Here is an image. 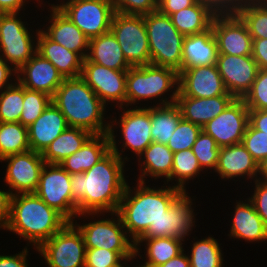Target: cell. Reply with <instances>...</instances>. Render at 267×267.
Wrapping results in <instances>:
<instances>
[{"label":"cell","mask_w":267,"mask_h":267,"mask_svg":"<svg viewBox=\"0 0 267 267\" xmlns=\"http://www.w3.org/2000/svg\"><path fill=\"white\" fill-rule=\"evenodd\" d=\"M51 25L43 33L52 41L87 58L89 38L55 5L51 7ZM85 49V51H84Z\"/></svg>","instance_id":"23"},{"label":"cell","mask_w":267,"mask_h":267,"mask_svg":"<svg viewBox=\"0 0 267 267\" xmlns=\"http://www.w3.org/2000/svg\"><path fill=\"white\" fill-rule=\"evenodd\" d=\"M182 191L170 204V207L154 223L150 224L147 231L139 238L174 237L184 239L194 226L191 199Z\"/></svg>","instance_id":"14"},{"label":"cell","mask_w":267,"mask_h":267,"mask_svg":"<svg viewBox=\"0 0 267 267\" xmlns=\"http://www.w3.org/2000/svg\"><path fill=\"white\" fill-rule=\"evenodd\" d=\"M143 241L147 242L146 257L148 259L143 264L147 267H158L184 251L181 242L184 241L183 239L174 237L145 238L135 242V256L139 252V244Z\"/></svg>","instance_id":"35"},{"label":"cell","mask_w":267,"mask_h":267,"mask_svg":"<svg viewBox=\"0 0 267 267\" xmlns=\"http://www.w3.org/2000/svg\"><path fill=\"white\" fill-rule=\"evenodd\" d=\"M135 258V252H115L104 248L86 249L84 267H116L122 260Z\"/></svg>","instance_id":"43"},{"label":"cell","mask_w":267,"mask_h":267,"mask_svg":"<svg viewBox=\"0 0 267 267\" xmlns=\"http://www.w3.org/2000/svg\"><path fill=\"white\" fill-rule=\"evenodd\" d=\"M89 131L68 127L42 153L43 160L49 164H59L79 150L92 136Z\"/></svg>","instance_id":"32"},{"label":"cell","mask_w":267,"mask_h":267,"mask_svg":"<svg viewBox=\"0 0 267 267\" xmlns=\"http://www.w3.org/2000/svg\"><path fill=\"white\" fill-rule=\"evenodd\" d=\"M52 102L62 112L69 127L81 128L93 135L109 132L110 123H103L105 104L81 76L64 78Z\"/></svg>","instance_id":"2"},{"label":"cell","mask_w":267,"mask_h":267,"mask_svg":"<svg viewBox=\"0 0 267 267\" xmlns=\"http://www.w3.org/2000/svg\"><path fill=\"white\" fill-rule=\"evenodd\" d=\"M12 71H14V75L16 74V71L12 66L10 67L7 62L0 56V89L1 91L3 90L2 88H7L12 85L10 84L8 80L11 78ZM8 82V84H7Z\"/></svg>","instance_id":"55"},{"label":"cell","mask_w":267,"mask_h":267,"mask_svg":"<svg viewBox=\"0 0 267 267\" xmlns=\"http://www.w3.org/2000/svg\"><path fill=\"white\" fill-rule=\"evenodd\" d=\"M237 202L230 236L246 241L267 240V225L258 215L252 203Z\"/></svg>","instance_id":"31"},{"label":"cell","mask_w":267,"mask_h":267,"mask_svg":"<svg viewBox=\"0 0 267 267\" xmlns=\"http://www.w3.org/2000/svg\"><path fill=\"white\" fill-rule=\"evenodd\" d=\"M117 220L106 219L76 227L82 233L86 249L104 248L115 252H135V243L130 242L127 231L117 212ZM125 232V233H124ZM133 242V243H132Z\"/></svg>","instance_id":"13"},{"label":"cell","mask_w":267,"mask_h":267,"mask_svg":"<svg viewBox=\"0 0 267 267\" xmlns=\"http://www.w3.org/2000/svg\"><path fill=\"white\" fill-rule=\"evenodd\" d=\"M5 182L10 190L20 193H34L38 187L40 175L45 165L42 154L29 150L24 153L7 156Z\"/></svg>","instance_id":"17"},{"label":"cell","mask_w":267,"mask_h":267,"mask_svg":"<svg viewBox=\"0 0 267 267\" xmlns=\"http://www.w3.org/2000/svg\"><path fill=\"white\" fill-rule=\"evenodd\" d=\"M196 2V0H157V10L161 14L170 16L181 9L194 5Z\"/></svg>","instance_id":"50"},{"label":"cell","mask_w":267,"mask_h":267,"mask_svg":"<svg viewBox=\"0 0 267 267\" xmlns=\"http://www.w3.org/2000/svg\"><path fill=\"white\" fill-rule=\"evenodd\" d=\"M121 132L125 140L124 148L129 147L140 157L153 142L151 137V107L128 109L120 119Z\"/></svg>","instance_id":"22"},{"label":"cell","mask_w":267,"mask_h":267,"mask_svg":"<svg viewBox=\"0 0 267 267\" xmlns=\"http://www.w3.org/2000/svg\"><path fill=\"white\" fill-rule=\"evenodd\" d=\"M56 7L89 39L110 31L116 12L111 0H68Z\"/></svg>","instance_id":"9"},{"label":"cell","mask_w":267,"mask_h":267,"mask_svg":"<svg viewBox=\"0 0 267 267\" xmlns=\"http://www.w3.org/2000/svg\"><path fill=\"white\" fill-rule=\"evenodd\" d=\"M17 81L26 89L53 97L64 78L56 67L37 52L16 71ZM23 75V77H20Z\"/></svg>","instance_id":"20"},{"label":"cell","mask_w":267,"mask_h":267,"mask_svg":"<svg viewBox=\"0 0 267 267\" xmlns=\"http://www.w3.org/2000/svg\"><path fill=\"white\" fill-rule=\"evenodd\" d=\"M110 30L132 67L150 64L149 42L142 15L115 12Z\"/></svg>","instance_id":"8"},{"label":"cell","mask_w":267,"mask_h":267,"mask_svg":"<svg viewBox=\"0 0 267 267\" xmlns=\"http://www.w3.org/2000/svg\"><path fill=\"white\" fill-rule=\"evenodd\" d=\"M36 249L43 255L48 267H84L85 242L74 222H68Z\"/></svg>","instance_id":"10"},{"label":"cell","mask_w":267,"mask_h":267,"mask_svg":"<svg viewBox=\"0 0 267 267\" xmlns=\"http://www.w3.org/2000/svg\"><path fill=\"white\" fill-rule=\"evenodd\" d=\"M207 6L215 15L237 14L252 0H196Z\"/></svg>","instance_id":"48"},{"label":"cell","mask_w":267,"mask_h":267,"mask_svg":"<svg viewBox=\"0 0 267 267\" xmlns=\"http://www.w3.org/2000/svg\"><path fill=\"white\" fill-rule=\"evenodd\" d=\"M111 151L108 133L92 135L75 153L65 158L59 165L69 174L84 173Z\"/></svg>","instance_id":"27"},{"label":"cell","mask_w":267,"mask_h":267,"mask_svg":"<svg viewBox=\"0 0 267 267\" xmlns=\"http://www.w3.org/2000/svg\"><path fill=\"white\" fill-rule=\"evenodd\" d=\"M252 57L259 69H267V38L253 39Z\"/></svg>","instance_id":"51"},{"label":"cell","mask_w":267,"mask_h":267,"mask_svg":"<svg viewBox=\"0 0 267 267\" xmlns=\"http://www.w3.org/2000/svg\"><path fill=\"white\" fill-rule=\"evenodd\" d=\"M68 127L62 112L51 102L44 112L28 126L30 149L42 154Z\"/></svg>","instance_id":"21"},{"label":"cell","mask_w":267,"mask_h":267,"mask_svg":"<svg viewBox=\"0 0 267 267\" xmlns=\"http://www.w3.org/2000/svg\"><path fill=\"white\" fill-rule=\"evenodd\" d=\"M220 147L214 138L206 134L203 130L198 135L197 140L192 146V151L202 169H216Z\"/></svg>","instance_id":"44"},{"label":"cell","mask_w":267,"mask_h":267,"mask_svg":"<svg viewBox=\"0 0 267 267\" xmlns=\"http://www.w3.org/2000/svg\"><path fill=\"white\" fill-rule=\"evenodd\" d=\"M216 66L229 94L243 98L250 90L258 73V65L249 56L218 54Z\"/></svg>","instance_id":"18"},{"label":"cell","mask_w":267,"mask_h":267,"mask_svg":"<svg viewBox=\"0 0 267 267\" xmlns=\"http://www.w3.org/2000/svg\"><path fill=\"white\" fill-rule=\"evenodd\" d=\"M259 174L267 181V157L259 164Z\"/></svg>","instance_id":"58"},{"label":"cell","mask_w":267,"mask_h":267,"mask_svg":"<svg viewBox=\"0 0 267 267\" xmlns=\"http://www.w3.org/2000/svg\"><path fill=\"white\" fill-rule=\"evenodd\" d=\"M171 100H162L161 106L151 107V137L153 142L167 145L177 125L182 119L181 110L176 104L178 86L175 87Z\"/></svg>","instance_id":"30"},{"label":"cell","mask_w":267,"mask_h":267,"mask_svg":"<svg viewBox=\"0 0 267 267\" xmlns=\"http://www.w3.org/2000/svg\"><path fill=\"white\" fill-rule=\"evenodd\" d=\"M71 190V174L59 164L45 163L34 193L68 222H73L78 215Z\"/></svg>","instance_id":"7"},{"label":"cell","mask_w":267,"mask_h":267,"mask_svg":"<svg viewBox=\"0 0 267 267\" xmlns=\"http://www.w3.org/2000/svg\"><path fill=\"white\" fill-rule=\"evenodd\" d=\"M202 170L192 149L181 150L174 153L171 180L178 178V184L175 185L176 188L186 191L184 187L185 182L195 175L197 176V173L200 174L199 172Z\"/></svg>","instance_id":"40"},{"label":"cell","mask_w":267,"mask_h":267,"mask_svg":"<svg viewBox=\"0 0 267 267\" xmlns=\"http://www.w3.org/2000/svg\"><path fill=\"white\" fill-rule=\"evenodd\" d=\"M29 150L28 127L20 122H0V160Z\"/></svg>","instance_id":"36"},{"label":"cell","mask_w":267,"mask_h":267,"mask_svg":"<svg viewBox=\"0 0 267 267\" xmlns=\"http://www.w3.org/2000/svg\"><path fill=\"white\" fill-rule=\"evenodd\" d=\"M249 110H267V69H259L250 90L242 98Z\"/></svg>","instance_id":"45"},{"label":"cell","mask_w":267,"mask_h":267,"mask_svg":"<svg viewBox=\"0 0 267 267\" xmlns=\"http://www.w3.org/2000/svg\"><path fill=\"white\" fill-rule=\"evenodd\" d=\"M150 50V64L182 70V47L185 36L173 25L170 16L158 10L143 15Z\"/></svg>","instance_id":"5"},{"label":"cell","mask_w":267,"mask_h":267,"mask_svg":"<svg viewBox=\"0 0 267 267\" xmlns=\"http://www.w3.org/2000/svg\"><path fill=\"white\" fill-rule=\"evenodd\" d=\"M217 42L212 27L208 30L185 36L182 47V69L216 64Z\"/></svg>","instance_id":"28"},{"label":"cell","mask_w":267,"mask_h":267,"mask_svg":"<svg viewBox=\"0 0 267 267\" xmlns=\"http://www.w3.org/2000/svg\"><path fill=\"white\" fill-rule=\"evenodd\" d=\"M228 93L216 64L184 68L179 72L177 96L211 98Z\"/></svg>","instance_id":"19"},{"label":"cell","mask_w":267,"mask_h":267,"mask_svg":"<svg viewBox=\"0 0 267 267\" xmlns=\"http://www.w3.org/2000/svg\"><path fill=\"white\" fill-rule=\"evenodd\" d=\"M18 13H0V55L7 63L13 64L14 70H19L35 53L30 32ZM35 46V47H33Z\"/></svg>","instance_id":"11"},{"label":"cell","mask_w":267,"mask_h":267,"mask_svg":"<svg viewBox=\"0 0 267 267\" xmlns=\"http://www.w3.org/2000/svg\"><path fill=\"white\" fill-rule=\"evenodd\" d=\"M234 99L233 95H219L211 98L177 96L176 104L184 120L203 127L224 111Z\"/></svg>","instance_id":"24"},{"label":"cell","mask_w":267,"mask_h":267,"mask_svg":"<svg viewBox=\"0 0 267 267\" xmlns=\"http://www.w3.org/2000/svg\"><path fill=\"white\" fill-rule=\"evenodd\" d=\"M237 15L246 24L252 39L267 38V6L260 0H252Z\"/></svg>","instance_id":"37"},{"label":"cell","mask_w":267,"mask_h":267,"mask_svg":"<svg viewBox=\"0 0 267 267\" xmlns=\"http://www.w3.org/2000/svg\"><path fill=\"white\" fill-rule=\"evenodd\" d=\"M158 267H191L189 256L183 252Z\"/></svg>","instance_id":"57"},{"label":"cell","mask_w":267,"mask_h":267,"mask_svg":"<svg viewBox=\"0 0 267 267\" xmlns=\"http://www.w3.org/2000/svg\"><path fill=\"white\" fill-rule=\"evenodd\" d=\"M179 73L169 67L152 64L131 67L126 76V103L161 97L178 86Z\"/></svg>","instance_id":"6"},{"label":"cell","mask_w":267,"mask_h":267,"mask_svg":"<svg viewBox=\"0 0 267 267\" xmlns=\"http://www.w3.org/2000/svg\"><path fill=\"white\" fill-rule=\"evenodd\" d=\"M36 45V52L49 60L63 78L81 76L84 59L78 53L50 40L42 30L37 32Z\"/></svg>","instance_id":"25"},{"label":"cell","mask_w":267,"mask_h":267,"mask_svg":"<svg viewBox=\"0 0 267 267\" xmlns=\"http://www.w3.org/2000/svg\"><path fill=\"white\" fill-rule=\"evenodd\" d=\"M115 11L127 15H146L157 11V0H111Z\"/></svg>","instance_id":"47"},{"label":"cell","mask_w":267,"mask_h":267,"mask_svg":"<svg viewBox=\"0 0 267 267\" xmlns=\"http://www.w3.org/2000/svg\"><path fill=\"white\" fill-rule=\"evenodd\" d=\"M216 239L208 237L193 243L191 249V267H222L223 258Z\"/></svg>","instance_id":"38"},{"label":"cell","mask_w":267,"mask_h":267,"mask_svg":"<svg viewBox=\"0 0 267 267\" xmlns=\"http://www.w3.org/2000/svg\"><path fill=\"white\" fill-rule=\"evenodd\" d=\"M89 51L87 59L90 62L117 71H128L132 67L126 61L123 51L111 30L89 39Z\"/></svg>","instance_id":"29"},{"label":"cell","mask_w":267,"mask_h":267,"mask_svg":"<svg viewBox=\"0 0 267 267\" xmlns=\"http://www.w3.org/2000/svg\"><path fill=\"white\" fill-rule=\"evenodd\" d=\"M144 160L142 167V175L138 179L139 182H145L144 176L152 175V177H166L167 182L171 180V172L173 167L174 153L165 144L152 142L140 156ZM149 173V174H148Z\"/></svg>","instance_id":"34"},{"label":"cell","mask_w":267,"mask_h":267,"mask_svg":"<svg viewBox=\"0 0 267 267\" xmlns=\"http://www.w3.org/2000/svg\"><path fill=\"white\" fill-rule=\"evenodd\" d=\"M144 184L145 182H138L134 195L127 184L117 209V214L134 243L147 231L150 224H154L169 209L172 201L182 192L175 186L157 190Z\"/></svg>","instance_id":"3"},{"label":"cell","mask_w":267,"mask_h":267,"mask_svg":"<svg viewBox=\"0 0 267 267\" xmlns=\"http://www.w3.org/2000/svg\"><path fill=\"white\" fill-rule=\"evenodd\" d=\"M211 27L218 54L252 55L253 39L246 24L237 14L215 15Z\"/></svg>","instance_id":"15"},{"label":"cell","mask_w":267,"mask_h":267,"mask_svg":"<svg viewBox=\"0 0 267 267\" xmlns=\"http://www.w3.org/2000/svg\"><path fill=\"white\" fill-rule=\"evenodd\" d=\"M201 131V126L193 124L192 122L182 118L171 138H169L167 147L173 153L181 150L192 149V146L194 145Z\"/></svg>","instance_id":"42"},{"label":"cell","mask_w":267,"mask_h":267,"mask_svg":"<svg viewBox=\"0 0 267 267\" xmlns=\"http://www.w3.org/2000/svg\"><path fill=\"white\" fill-rule=\"evenodd\" d=\"M126 76L127 71L110 69L87 58L83 60L81 77L105 105L106 101H117L123 108L126 103Z\"/></svg>","instance_id":"16"},{"label":"cell","mask_w":267,"mask_h":267,"mask_svg":"<svg viewBox=\"0 0 267 267\" xmlns=\"http://www.w3.org/2000/svg\"><path fill=\"white\" fill-rule=\"evenodd\" d=\"M12 191L0 190V227L6 229L10 219Z\"/></svg>","instance_id":"52"},{"label":"cell","mask_w":267,"mask_h":267,"mask_svg":"<svg viewBox=\"0 0 267 267\" xmlns=\"http://www.w3.org/2000/svg\"><path fill=\"white\" fill-rule=\"evenodd\" d=\"M112 125L108 132L111 151L91 169L71 175L72 198L77 202L78 215L117 212L125 192V164L116 146Z\"/></svg>","instance_id":"1"},{"label":"cell","mask_w":267,"mask_h":267,"mask_svg":"<svg viewBox=\"0 0 267 267\" xmlns=\"http://www.w3.org/2000/svg\"><path fill=\"white\" fill-rule=\"evenodd\" d=\"M24 100V86L17 83L0 94V122H20Z\"/></svg>","instance_id":"39"},{"label":"cell","mask_w":267,"mask_h":267,"mask_svg":"<svg viewBox=\"0 0 267 267\" xmlns=\"http://www.w3.org/2000/svg\"><path fill=\"white\" fill-rule=\"evenodd\" d=\"M52 102V97L46 93L29 90L24 87V100L20 123L30 126Z\"/></svg>","instance_id":"41"},{"label":"cell","mask_w":267,"mask_h":267,"mask_svg":"<svg viewBox=\"0 0 267 267\" xmlns=\"http://www.w3.org/2000/svg\"><path fill=\"white\" fill-rule=\"evenodd\" d=\"M267 6V0H260Z\"/></svg>","instance_id":"59"},{"label":"cell","mask_w":267,"mask_h":267,"mask_svg":"<svg viewBox=\"0 0 267 267\" xmlns=\"http://www.w3.org/2000/svg\"><path fill=\"white\" fill-rule=\"evenodd\" d=\"M26 0H0V13H19Z\"/></svg>","instance_id":"56"},{"label":"cell","mask_w":267,"mask_h":267,"mask_svg":"<svg viewBox=\"0 0 267 267\" xmlns=\"http://www.w3.org/2000/svg\"><path fill=\"white\" fill-rule=\"evenodd\" d=\"M68 221L35 193L15 192L11 198L7 230L17 233L38 248L60 231ZM37 245V246H36Z\"/></svg>","instance_id":"4"},{"label":"cell","mask_w":267,"mask_h":267,"mask_svg":"<svg viewBox=\"0 0 267 267\" xmlns=\"http://www.w3.org/2000/svg\"><path fill=\"white\" fill-rule=\"evenodd\" d=\"M254 129L267 134V110H249V122Z\"/></svg>","instance_id":"54"},{"label":"cell","mask_w":267,"mask_h":267,"mask_svg":"<svg viewBox=\"0 0 267 267\" xmlns=\"http://www.w3.org/2000/svg\"><path fill=\"white\" fill-rule=\"evenodd\" d=\"M27 248L21 253L11 256L0 255V267H28L26 263Z\"/></svg>","instance_id":"53"},{"label":"cell","mask_w":267,"mask_h":267,"mask_svg":"<svg viewBox=\"0 0 267 267\" xmlns=\"http://www.w3.org/2000/svg\"><path fill=\"white\" fill-rule=\"evenodd\" d=\"M255 191L250 199H248L254 209L267 225V181L262 179L255 180Z\"/></svg>","instance_id":"49"},{"label":"cell","mask_w":267,"mask_h":267,"mask_svg":"<svg viewBox=\"0 0 267 267\" xmlns=\"http://www.w3.org/2000/svg\"><path fill=\"white\" fill-rule=\"evenodd\" d=\"M241 143L258 165L267 157V134L254 129L249 123Z\"/></svg>","instance_id":"46"},{"label":"cell","mask_w":267,"mask_h":267,"mask_svg":"<svg viewBox=\"0 0 267 267\" xmlns=\"http://www.w3.org/2000/svg\"><path fill=\"white\" fill-rule=\"evenodd\" d=\"M215 172L219 173L222 179L245 175L253 178L259 173V165L243 144L238 143L220 147Z\"/></svg>","instance_id":"26"},{"label":"cell","mask_w":267,"mask_h":267,"mask_svg":"<svg viewBox=\"0 0 267 267\" xmlns=\"http://www.w3.org/2000/svg\"><path fill=\"white\" fill-rule=\"evenodd\" d=\"M249 122V109L242 98H235L228 107L202 127L219 147L242 142Z\"/></svg>","instance_id":"12"},{"label":"cell","mask_w":267,"mask_h":267,"mask_svg":"<svg viewBox=\"0 0 267 267\" xmlns=\"http://www.w3.org/2000/svg\"><path fill=\"white\" fill-rule=\"evenodd\" d=\"M215 14L205 5L196 2L190 7L170 15L176 29L184 36L198 34L211 27Z\"/></svg>","instance_id":"33"}]
</instances>
